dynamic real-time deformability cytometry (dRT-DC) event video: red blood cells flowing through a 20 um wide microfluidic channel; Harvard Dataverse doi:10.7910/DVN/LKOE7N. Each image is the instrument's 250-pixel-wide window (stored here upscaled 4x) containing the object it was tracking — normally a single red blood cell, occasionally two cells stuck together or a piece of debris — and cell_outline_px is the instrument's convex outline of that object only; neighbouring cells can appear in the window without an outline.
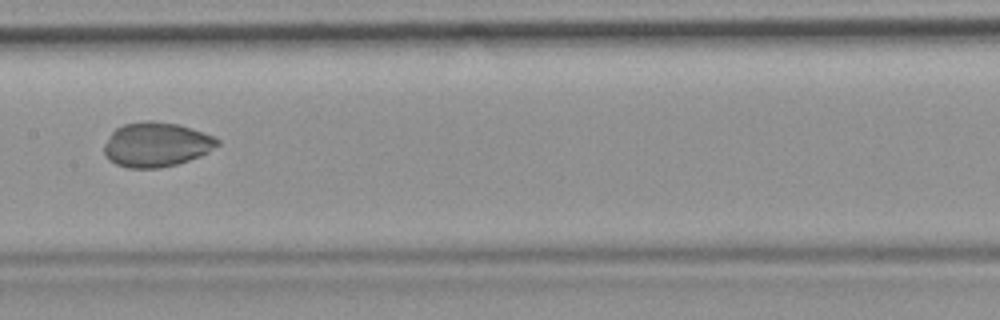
{"species": "common noctule bat (a hibernating species)", "species_latin": "Nyctalus noctula", "temperature_condition": "room temperature", "stored_images_in_passage": 33, "camera_frame_rate_fps": 3000, "um_per_image_px": 0.085, "animal": {"sex": "female", "body_mass_g": 19.9}, "frame": {"image": 1, "passage_image": 15, "time_ms": 4.667, "image_size_px": [1000, 320], "cell_outline_px": [[220, 144], [208, 152], [200, 156], [176, 164], [160, 168], [128, 168], [116, 164], [108, 160], [104, 152], [104, 144], [112, 132], [116, 128], [124, 124], [144, 120], [152, 120], [176, 124], [212, 136], [220, 140]], "centroid_in_image_um": [13.25, 12.29], "position_along_channel_um": 194.1, "area_um2": 29.25}, "authors_computed_cell_mechanics": {"area_um2": 29.6514, "velocity_mm_per_s": 3.814, "shape_relaxation_time_tau1_ms": 9.8873, "shape_relaxation_time_tau2_ms": null, "deformation_change_tau1": 0.1216, "deformation_change_tau2": null}}